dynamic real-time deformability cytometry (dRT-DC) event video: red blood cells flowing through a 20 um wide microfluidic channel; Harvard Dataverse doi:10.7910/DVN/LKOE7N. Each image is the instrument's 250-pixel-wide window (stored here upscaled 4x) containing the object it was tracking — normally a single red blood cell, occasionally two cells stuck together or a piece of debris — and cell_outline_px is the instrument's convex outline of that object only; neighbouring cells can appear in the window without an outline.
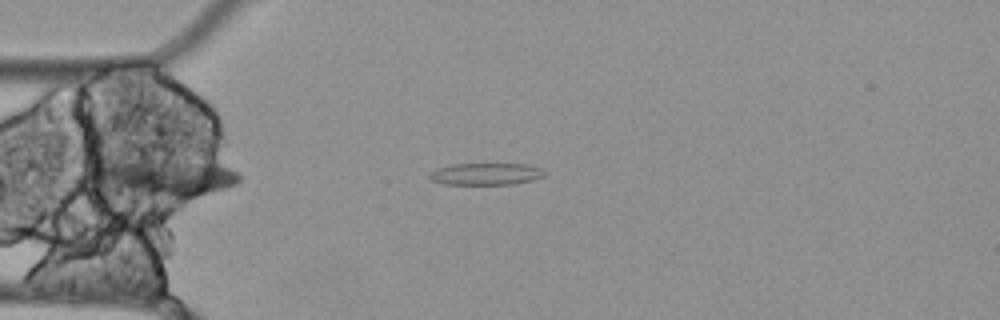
{"species": "Egyptian fruit bat (a non-hibernating species)", "species_latin": "Rousettus aegyptiacus", "temperature_condition": "cold", "stored_images_in_passage": 12, "camera_frame_rate_fps": 3000, "um_per_image_px": 0.085, "animal": {"sex": "female"}, "frame": {"image": 1, "passage_image": 12, "time_ms": 3.667, "image_size_px": [1000, 320], "cell_outline_px": [[544, 176], [532, 180], [512, 184], [444, 184], [432, 180], [428, 176], [428, 172], [436, 168], [452, 164], [524, 164], [540, 168], [544, 172]], "centroid_in_image_um": [41.24, 14.78], "position_along_channel_um": 43.8, "area_um2": 14.62}}